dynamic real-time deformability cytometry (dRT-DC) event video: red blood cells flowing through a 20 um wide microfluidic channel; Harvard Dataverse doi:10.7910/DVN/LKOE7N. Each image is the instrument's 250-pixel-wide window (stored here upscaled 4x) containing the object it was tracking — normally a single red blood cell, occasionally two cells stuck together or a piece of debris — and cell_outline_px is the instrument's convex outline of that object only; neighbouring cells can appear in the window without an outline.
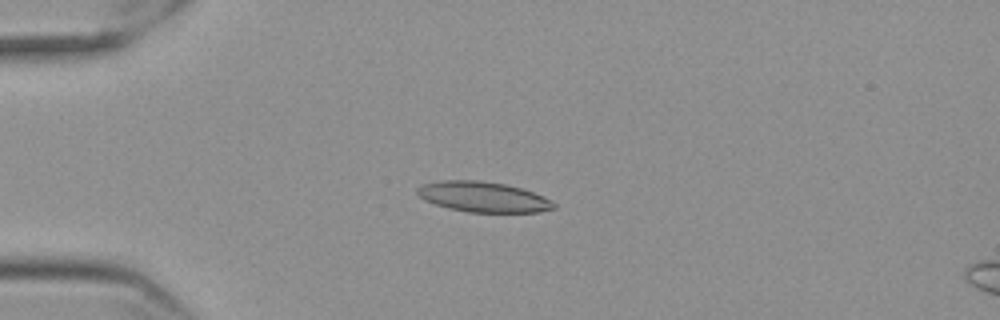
{"species": "Egyptian fruit bat (a non-hibernating species)", "species_latin": "Rousettus aegyptiacus", "temperature_condition": "cold", "stored_images_in_passage": 57, "camera_frame_rate_fps": 3000, "um_per_image_px": 0.085, "frame": {"image": 1, "passage_image": 15, "time_ms": 4.667, "image_size_px": [1000, 320], "cell_outline_px": [[556, 208], [540, 212], [468, 212], [448, 208], [424, 200], [416, 192], [416, 188], [424, 184], [440, 180], [476, 180], [504, 184], [520, 188], [544, 196], [556, 204]], "centroid_in_image_um": [41.07, 16.74], "position_along_channel_um": 43.9, "area_um2": 24.04}}
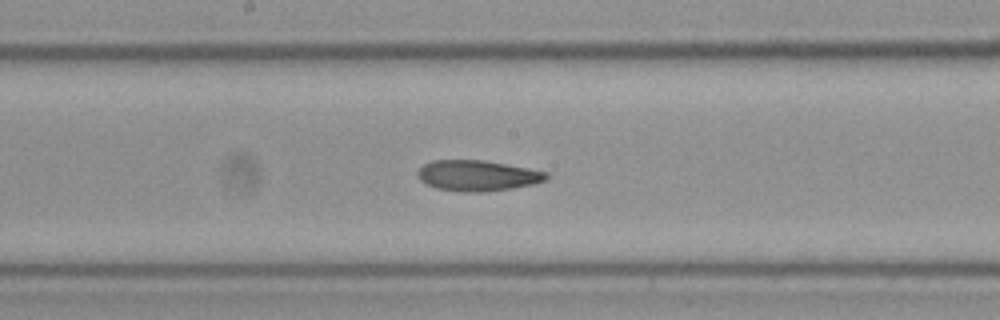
{"frame": {"image": 2, "passage_image": 31, "time_ms": 10.0, "image_size_px": [1000, 320], "cell_outline_px": [[548, 176], [544, 180], [532, 184], [512, 188], [484, 192], [464, 192], [436, 188], [420, 180], [416, 172], [424, 164], [432, 160], [484, 160], [528, 168], [548, 172]], "centroid_in_image_um": [40.56, 14.92], "position_along_channel_um": 207.6, "area_um2": 22.89}}
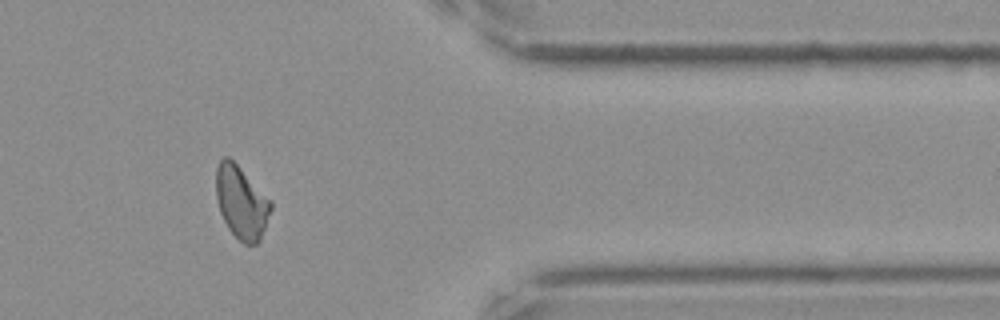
{"frame": {"image": 3, "passage_image": 48, "time_ms": 15.667, "image_size_px": [1000, 320], "cell_outline_px": [[272, 208], [260, 240], [256, 244], [244, 244], [228, 228], [220, 212], [216, 196], [216, 168], [220, 160], [224, 156], [228, 156], [272, 200]], "centroid_in_image_um": [20.52, 17.19], "position_along_channel_um": 390.9, "area_um2": 23.06}, "authors_computed_cell_mechanics": {"area_um2": 23.12, "velocity_mm_per_s": 3.5537, "shape_relaxation_time_tau1_ms": null, "shape_relaxation_time_tau2_ms": 6.3835, "deformation_change_tau1": null, "deformation_change_tau2": 0.1354}}